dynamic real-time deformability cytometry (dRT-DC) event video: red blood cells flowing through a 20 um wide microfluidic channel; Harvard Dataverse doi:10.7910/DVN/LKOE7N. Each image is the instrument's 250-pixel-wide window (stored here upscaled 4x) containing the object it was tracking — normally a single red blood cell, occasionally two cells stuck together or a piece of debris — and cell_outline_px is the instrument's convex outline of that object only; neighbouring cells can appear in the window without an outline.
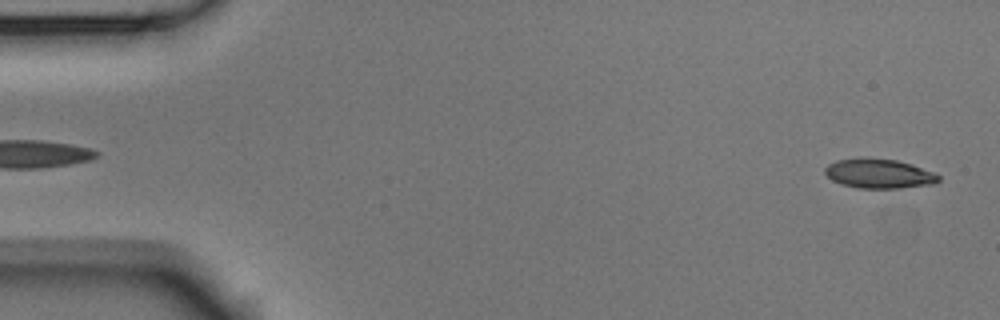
{"species": "Egyptian fruit bat (a non-hibernating species)", "species_latin": "Rousettus aegyptiacus", "temperature_condition": "room temperature", "stored_images_in_passage": 5, "segment_of_instrument_passage": [2, 2], "camera_frame_rate_fps": 3000, "um_per_image_px": 0.085, "animal": {"sex": "male"}, "frame": {"image": 1, "passage_image": 5, "time_ms": 1.333, "image_size_px": [1000, 320], "cell_outline_px": [[940, 180], [936, 184], [900, 188], [860, 188], [840, 184], [832, 180], [824, 172], [824, 168], [828, 164], [836, 160], [864, 156], [896, 160], [912, 164], [936, 172], [940, 176]], "centroid_in_image_um": [74.73, 14.74], "position_along_channel_um": 10.3, "area_um2": 20.0}}